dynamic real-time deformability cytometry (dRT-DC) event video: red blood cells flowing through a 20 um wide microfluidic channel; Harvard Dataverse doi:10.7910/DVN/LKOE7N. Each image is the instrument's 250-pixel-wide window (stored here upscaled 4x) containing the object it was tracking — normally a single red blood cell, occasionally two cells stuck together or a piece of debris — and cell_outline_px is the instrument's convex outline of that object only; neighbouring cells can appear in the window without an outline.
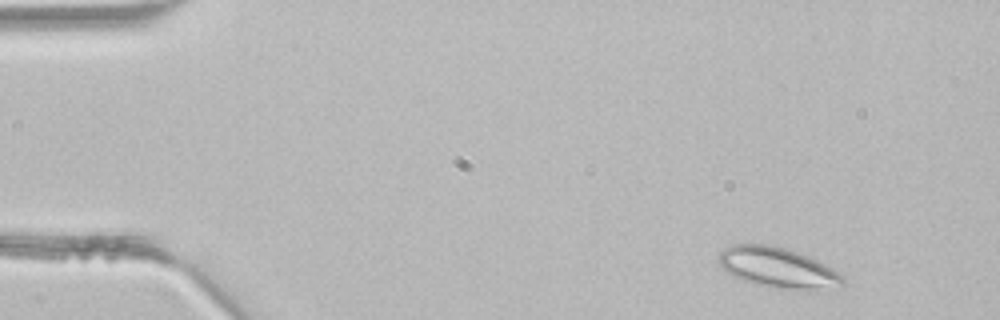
{"species": "common noctule bat (a hibernating species)", "species_latin": "Nyctalus noctula", "temperature_condition": "room temperature", "stored_images_in_passage": 10, "camera_frame_rate_fps": 3000, "um_per_image_px": 0.085, "animal": {"sex": "male", "body_mass_g": 21.5, "forearm_length_mm": 52.0}, "frame": {"image": 1, "passage_image": 1, "time_ms": 0.0, "image_size_px": [1000, 320], "cell_outline_px": [[844, 288], [836, 292], [808, 292], [780, 288], [756, 284], [744, 280], [728, 272], [720, 264], [716, 256], [724, 248], [736, 244], [768, 244], [784, 248], [808, 256], [832, 268], [844, 276]], "centroid_in_image_um": [66.27, 22.81], "position_along_channel_um": 18.7, "area_um2": 30.0}}